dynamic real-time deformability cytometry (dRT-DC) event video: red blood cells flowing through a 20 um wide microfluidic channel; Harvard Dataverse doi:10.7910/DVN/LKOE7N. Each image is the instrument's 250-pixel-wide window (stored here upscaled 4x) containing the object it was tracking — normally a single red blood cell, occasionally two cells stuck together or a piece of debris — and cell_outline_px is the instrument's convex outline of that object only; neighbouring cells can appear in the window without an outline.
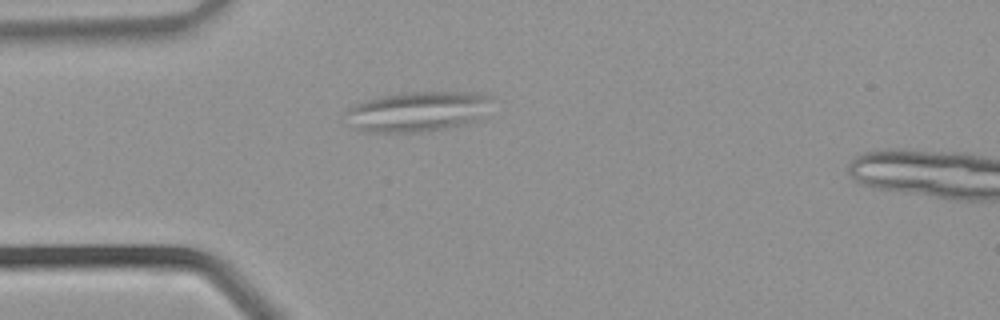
{"species": "common noctule bat (a hibernating species)", "species_latin": "Nyctalus noctula", "temperature_condition": "warm", "stored_images_in_passage": 36, "segment_of_instrument_passage": [1, 3], "camera_frame_rate_fps": 3000, "um_per_image_px": 0.085, "animal": {"sex": "male", "body_mass_g": 21.5, "forearm_length_mm": 52.0}, "frame": {"image": 1, "passage_image": 10, "time_ms": 3.0, "image_size_px": [1000, 320], "cell_outline_px": [[496, 96], [476, 120], [464, 124], [448, 128], [428, 132], [364, 132], [352, 128], [340, 112], [356, 104], [380, 96], [400, 92], [484, 92]], "centroid_in_image_um": [35.45, 9.47], "position_along_channel_um": 49.6, "area_um2": 34.85}}